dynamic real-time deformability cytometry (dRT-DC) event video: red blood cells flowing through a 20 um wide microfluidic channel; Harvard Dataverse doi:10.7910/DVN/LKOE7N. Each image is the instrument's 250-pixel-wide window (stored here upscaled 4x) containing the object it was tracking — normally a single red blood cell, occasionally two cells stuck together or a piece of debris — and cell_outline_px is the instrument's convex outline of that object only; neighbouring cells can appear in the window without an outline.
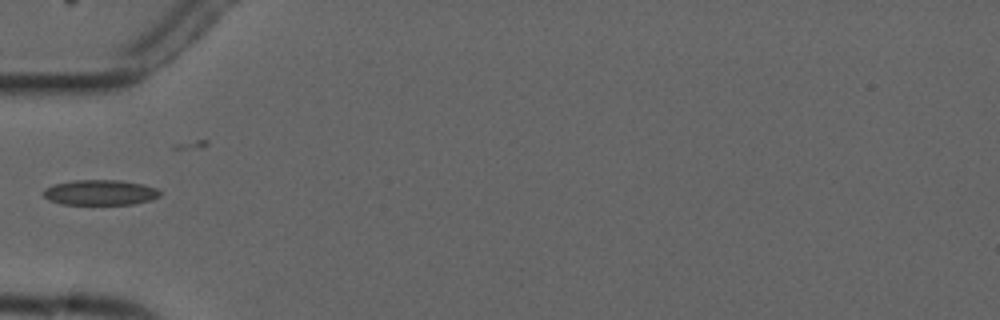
{"species": "common noctule bat (a hibernating species)", "species_latin": "Nyctalus noctula", "temperature_condition": "cold", "stored_images_in_passage": 7, "camera_frame_rate_fps": 3000, "um_per_image_px": 0.085, "animal": {"sex": "male", "forearm_length_mm": 52.5}, "frame": {"image": 1, "passage_image": 6, "time_ms": 6.0, "image_size_px": [1000, 320], "cell_outline_px": [[160, 196], [148, 200], [132, 204], [60, 204], [48, 200], [44, 196], [44, 188], [52, 184], [76, 180], [120, 180], [144, 184], [156, 188], [160, 192]], "centroid_in_image_um": [8.48, 16.35], "position_along_channel_um": 76.5, "area_um2": 17.17}}